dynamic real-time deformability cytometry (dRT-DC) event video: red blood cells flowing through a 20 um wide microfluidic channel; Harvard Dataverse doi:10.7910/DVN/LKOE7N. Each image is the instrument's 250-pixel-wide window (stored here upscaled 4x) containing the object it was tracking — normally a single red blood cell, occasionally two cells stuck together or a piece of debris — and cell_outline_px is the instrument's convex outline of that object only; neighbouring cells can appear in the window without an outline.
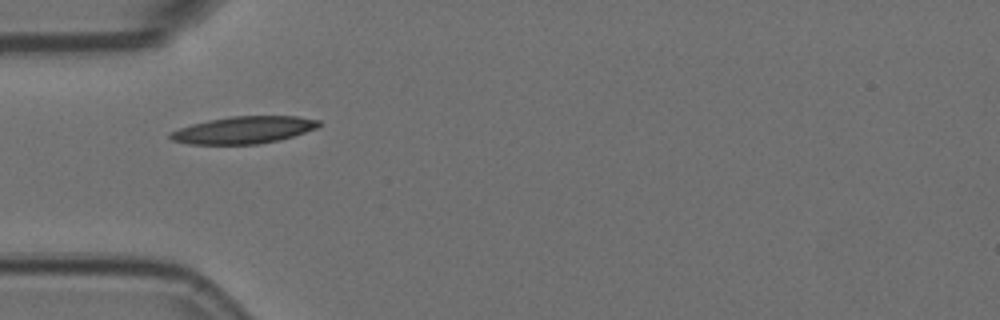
{"species": "Egyptian fruit bat (a non-hibernating species)", "species_latin": "Rousettus aegyptiacus", "temperature_condition": "room temperature", "stored_images_in_passage": 4, "camera_frame_rate_fps": 3000, "um_per_image_px": 0.085, "animal": {"sex": "female"}, "frame": {"image": 1, "passage_image": 1, "time_ms": 0.0, "image_size_px": [1000, 320], "cell_outline_px": [[320, 124], [316, 128], [280, 140], [260, 144], [188, 144], [172, 140], [168, 136], [168, 132], [192, 124], [208, 120], [232, 116], [296, 116], [320, 120]], "centroid_in_image_um": [20.68, 11.05], "position_along_channel_um": 64.3, "area_um2": 23.47}}